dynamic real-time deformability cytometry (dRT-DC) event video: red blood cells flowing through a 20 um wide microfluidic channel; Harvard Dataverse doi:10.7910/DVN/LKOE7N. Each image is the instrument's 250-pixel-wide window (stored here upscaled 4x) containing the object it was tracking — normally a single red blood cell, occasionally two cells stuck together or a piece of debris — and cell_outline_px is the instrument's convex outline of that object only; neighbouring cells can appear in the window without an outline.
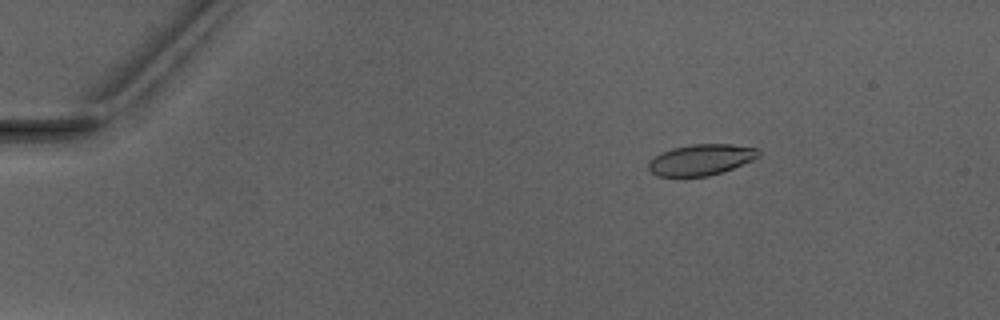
{"species": "Egyptian fruit bat (a non-hibernating species)", "species_latin": "Rousettus aegyptiacus", "temperature_condition": "warm", "stored_images_in_passage": 4, "camera_frame_rate_fps": 3000, "um_per_image_px": 0.085, "animal": {"sex": "male"}, "frame": {"image": 1, "passage_image": 2, "time_ms": 1.0, "image_size_px": [1000, 320], "cell_outline_px": [[760, 156], [752, 160], [732, 168], [708, 176], [656, 176], [648, 168], [648, 160], [672, 148], [692, 144], [732, 144], [756, 148], [760, 152]], "centroid_in_image_um": [59.58, 13.57], "position_along_channel_um": 25.4, "area_um2": 19.65}}